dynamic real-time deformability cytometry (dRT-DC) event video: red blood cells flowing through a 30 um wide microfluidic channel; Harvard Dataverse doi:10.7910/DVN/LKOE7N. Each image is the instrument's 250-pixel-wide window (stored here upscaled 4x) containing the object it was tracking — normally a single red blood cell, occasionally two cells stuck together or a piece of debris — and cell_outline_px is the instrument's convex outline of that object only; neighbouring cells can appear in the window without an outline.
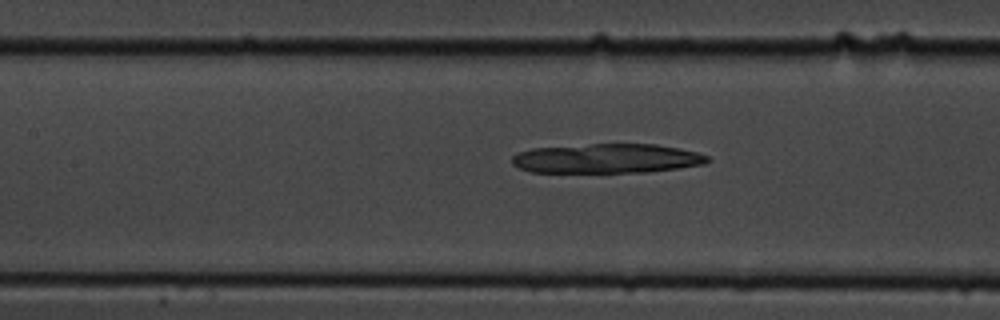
{"species": "common noctule bat (a hibernating species)", "species_latin": "Nyctalus noctula", "temperature_condition": "cold", "stored_images_in_passage": 50, "camera_frame_rate_fps": 3000, "um_per_image_px": 0.085, "animal": {"sex": "male", "body_mass_g": 19.5, "forearm_length_mm": 54.6}, "frame": {"image": 1, "passage_image": 25, "time_ms": 8.0, "image_size_px": [1000, 320], "cell_outline_px": [[712, 160], [704, 164], [680, 168], [648, 172], [532, 172], [520, 168], [512, 164], [512, 156], [516, 152], [532, 148], [592, 144], [656, 144], [696, 152], [708, 156]], "centroid_in_image_um": [51.58, 13.47], "position_along_channel_um": 155.8, "area_um2": 33.58}}